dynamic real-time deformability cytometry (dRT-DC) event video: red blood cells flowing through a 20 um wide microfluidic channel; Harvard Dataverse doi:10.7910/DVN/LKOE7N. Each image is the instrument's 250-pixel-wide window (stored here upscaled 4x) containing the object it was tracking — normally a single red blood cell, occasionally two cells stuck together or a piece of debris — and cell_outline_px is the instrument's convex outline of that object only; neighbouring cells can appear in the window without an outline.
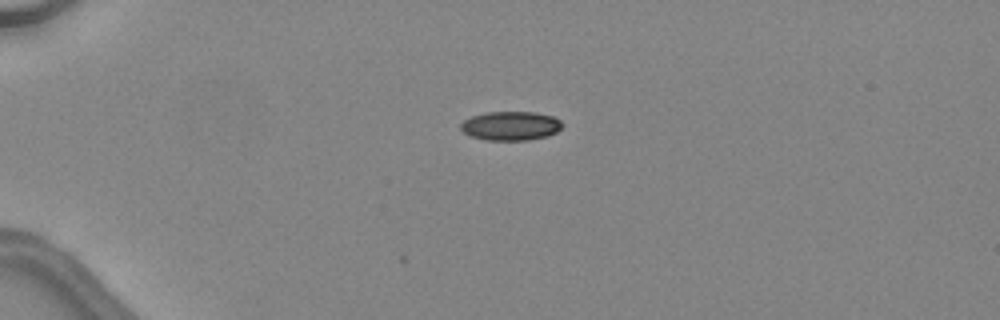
{"species": "common noctule bat (a hibernating species)", "species_latin": "Nyctalus noctula", "temperature_condition": "warm", "stored_images_in_passage": 13, "camera_frame_rate_fps": 3000, "um_per_image_px": 0.085, "animal": {"sex": "female", "body_mass_g": 24.6, "forearm_length_mm": 56.2}, "frame": {"image": 1, "passage_image": 13, "time_ms": 4.0, "image_size_px": [1000, 320], "cell_outline_px": [[564, 124], [556, 132], [548, 136], [528, 140], [484, 140], [472, 136], [464, 132], [460, 128], [460, 124], [464, 120], [472, 116], [484, 112], [536, 112], [552, 116], [560, 120]], "centroid_in_image_um": [43.41, 10.69], "position_along_channel_um": 41.6, "area_um2": 17.22}}